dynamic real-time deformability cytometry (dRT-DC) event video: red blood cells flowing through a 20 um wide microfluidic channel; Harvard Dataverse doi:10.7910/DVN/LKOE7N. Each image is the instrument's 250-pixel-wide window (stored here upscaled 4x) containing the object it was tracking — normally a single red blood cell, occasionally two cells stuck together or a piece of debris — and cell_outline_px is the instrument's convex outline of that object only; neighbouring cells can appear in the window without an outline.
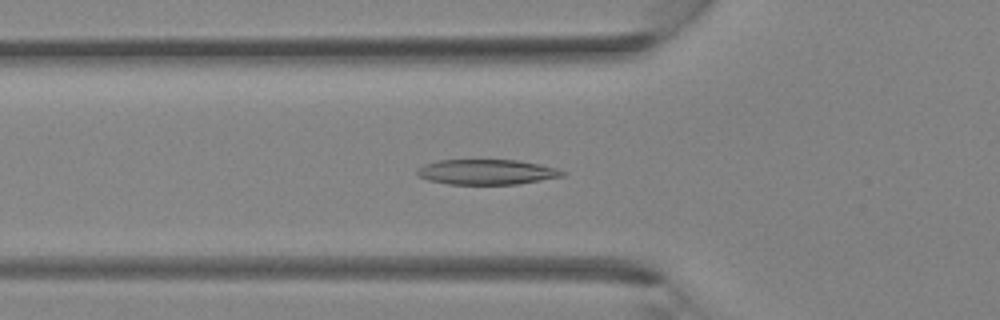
{"species": "Egyptian fruit bat (a non-hibernating species)", "species_latin": "Rousettus aegyptiacus", "temperature_condition": "room temperature", "stored_images_in_passage": 33, "camera_frame_rate_fps": 3000, "um_per_image_px": 0.085, "animal": {"sex": "female"}, "frame": {"image": 1, "passage_image": 9, "time_ms": 2.667, "image_size_px": [1000, 320], "cell_outline_px": [[568, 172], [564, 176], [516, 184], [448, 184], [428, 180], [420, 176], [416, 172], [424, 164], [440, 160], [520, 160], [540, 164], [556, 168]], "centroid_in_image_um": [41.41, 14.61], "position_along_channel_um": 84.4, "area_um2": 21.21}}
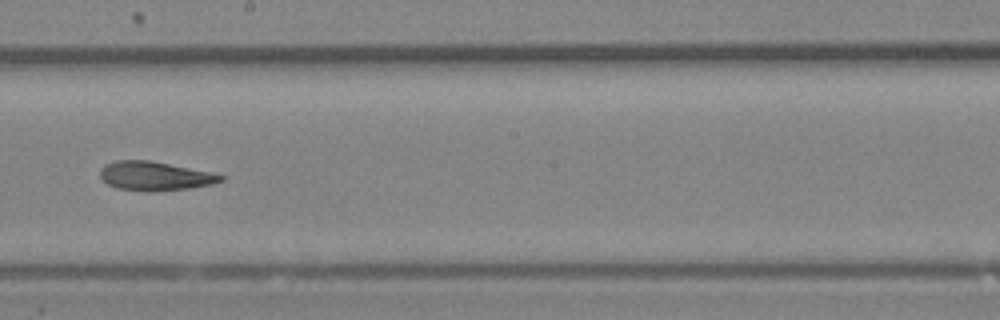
{"frame": {"image": 2, "passage_image": 17, "time_ms": 5.333, "image_size_px": [1000, 320], "cell_outline_px": [[224, 180], [212, 184], [188, 188], [148, 192], [116, 188], [108, 184], [100, 176], [100, 168], [104, 164], [116, 160], [152, 160], [208, 172], [224, 176]], "centroid_in_image_um": [13.11, 14.96], "position_along_channel_um": 235.1, "area_um2": 20.29}}
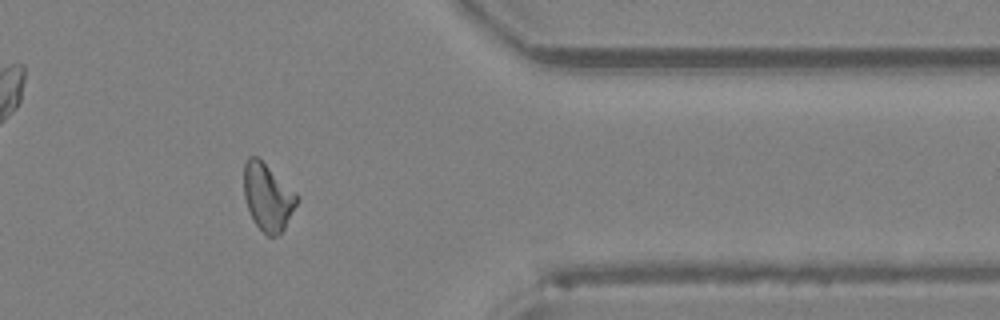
{"frame": {"image": 3, "passage_image": 26, "time_ms": 8.333, "image_size_px": [1000, 320], "cell_outline_px": [[300, 200], [284, 228], [276, 236], [268, 236], [252, 220], [244, 196], [244, 164], [248, 156], [256, 156], [300, 196]], "centroid_in_image_um": [22.77, 16.75], "position_along_channel_um": 388.6, "area_um2": 20.58}}